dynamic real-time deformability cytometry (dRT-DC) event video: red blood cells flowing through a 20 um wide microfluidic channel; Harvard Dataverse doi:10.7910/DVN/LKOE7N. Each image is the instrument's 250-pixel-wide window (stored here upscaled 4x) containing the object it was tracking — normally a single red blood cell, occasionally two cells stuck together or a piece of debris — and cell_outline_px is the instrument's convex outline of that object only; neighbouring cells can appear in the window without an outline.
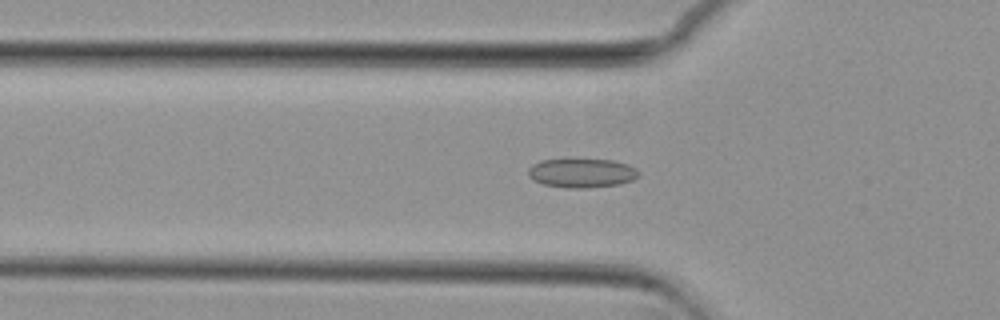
{"species": "common noctule bat (a hibernating species)", "species_latin": "Nyctalus noctula", "temperature_condition": "cold", "stored_images_in_passage": 53, "camera_frame_rate_fps": 3000, "um_per_image_px": 0.085, "animal": {"sex": "female", "body_mass_g": 29.2, "forearm_length_mm": 56.3}, "frame": {"image": 1, "passage_image": 16, "time_ms": 5.0, "image_size_px": [1000, 320], "cell_outline_px": [[640, 176], [632, 180], [620, 184], [588, 188], [564, 188], [544, 184], [532, 180], [528, 176], [528, 168], [532, 164], [540, 160], [612, 160], [628, 164], [636, 168], [640, 172]], "centroid_in_image_um": [49.46, 14.72], "position_along_channel_um": 76.3, "area_um2": 18.84}}
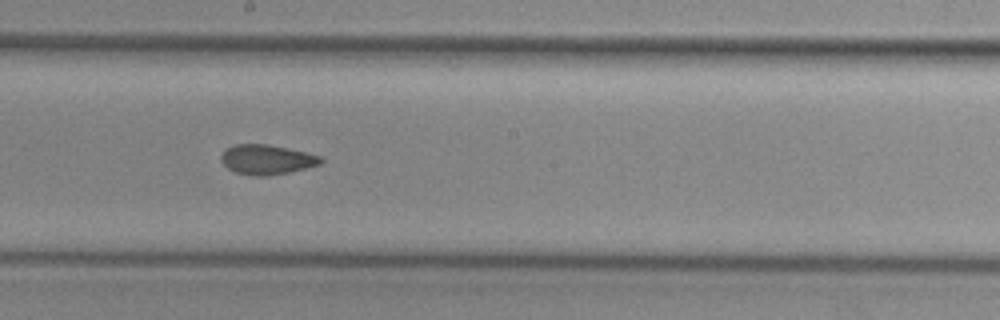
{"frame": {"image": 2, "passage_image": 28, "time_ms": 9.0, "image_size_px": [1000, 320], "cell_outline_px": [[324, 160], [320, 164], [288, 172], [268, 176], [252, 176], [236, 172], [228, 168], [220, 160], [220, 156], [228, 148], [236, 144], [268, 144], [288, 148], [320, 156]], "centroid_in_image_um": [22.66, 13.56], "position_along_channel_um": 225.5, "area_um2": 17.11}}
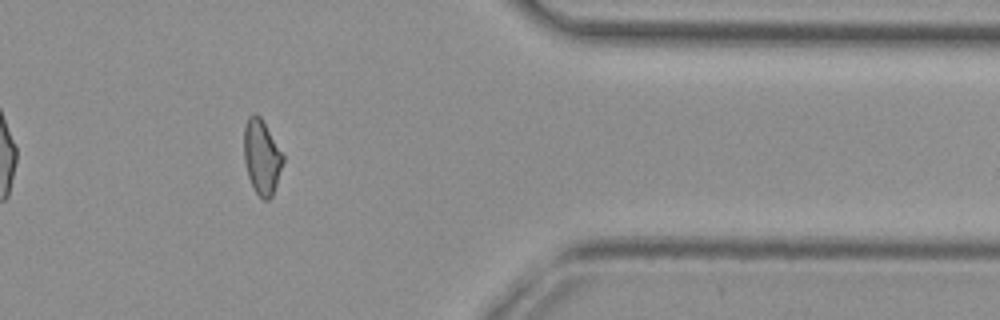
{"frame": {"image": 3, "passage_image": 43, "time_ms": 14.0, "image_size_px": [1000, 320], "cell_outline_px": [[284, 160], [272, 196], [268, 200], [264, 200], [256, 192], [248, 176], [244, 160], [244, 128], [248, 116], [252, 112], [256, 112], [260, 116], [284, 152]], "centroid_in_image_um": [22.26, 13.28], "position_along_channel_um": 389.1, "area_um2": 17.17}, "authors_computed_cell_mechanics": {"area_um2": 17.5712, "velocity_mm_per_s": 3.7159, "shape_relaxation_time_tau1_ms": null, "shape_relaxation_time_tau2_ms": 3.3297, "deformation_change_tau1": null, "deformation_change_tau2": 0.0852}}